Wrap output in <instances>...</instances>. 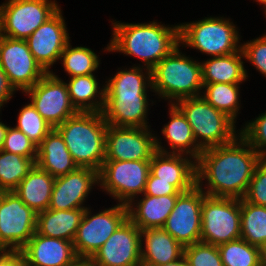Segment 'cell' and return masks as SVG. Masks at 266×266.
<instances>
[{
    "label": "cell",
    "mask_w": 266,
    "mask_h": 266,
    "mask_svg": "<svg viewBox=\"0 0 266 266\" xmlns=\"http://www.w3.org/2000/svg\"><path fill=\"white\" fill-rule=\"evenodd\" d=\"M262 159L239 135L229 144L200 153L196 160V184L208 196L242 199ZM203 180L208 181L206 188H202Z\"/></svg>",
    "instance_id": "1"
},
{
    "label": "cell",
    "mask_w": 266,
    "mask_h": 266,
    "mask_svg": "<svg viewBox=\"0 0 266 266\" xmlns=\"http://www.w3.org/2000/svg\"><path fill=\"white\" fill-rule=\"evenodd\" d=\"M105 82L102 114L107 124L116 127H149L147 89L150 87L152 91L151 70L134 65L128 70L118 71Z\"/></svg>",
    "instance_id": "2"
},
{
    "label": "cell",
    "mask_w": 266,
    "mask_h": 266,
    "mask_svg": "<svg viewBox=\"0 0 266 266\" xmlns=\"http://www.w3.org/2000/svg\"><path fill=\"white\" fill-rule=\"evenodd\" d=\"M111 22H114L112 38L104 51L134 56L150 70L180 45L179 25L170 27L155 21L137 24Z\"/></svg>",
    "instance_id": "3"
},
{
    "label": "cell",
    "mask_w": 266,
    "mask_h": 266,
    "mask_svg": "<svg viewBox=\"0 0 266 266\" xmlns=\"http://www.w3.org/2000/svg\"><path fill=\"white\" fill-rule=\"evenodd\" d=\"M107 127L102 112H78L55 129L78 167L99 172L105 160Z\"/></svg>",
    "instance_id": "4"
},
{
    "label": "cell",
    "mask_w": 266,
    "mask_h": 266,
    "mask_svg": "<svg viewBox=\"0 0 266 266\" xmlns=\"http://www.w3.org/2000/svg\"><path fill=\"white\" fill-rule=\"evenodd\" d=\"M180 46L151 69L152 92L170 104L203 92L201 62L182 54Z\"/></svg>",
    "instance_id": "5"
},
{
    "label": "cell",
    "mask_w": 266,
    "mask_h": 266,
    "mask_svg": "<svg viewBox=\"0 0 266 266\" xmlns=\"http://www.w3.org/2000/svg\"><path fill=\"white\" fill-rule=\"evenodd\" d=\"M174 105L190 124L195 141L202 150L229 144L240 135L236 131V122L210 105L202 95L180 99Z\"/></svg>",
    "instance_id": "6"
},
{
    "label": "cell",
    "mask_w": 266,
    "mask_h": 266,
    "mask_svg": "<svg viewBox=\"0 0 266 266\" xmlns=\"http://www.w3.org/2000/svg\"><path fill=\"white\" fill-rule=\"evenodd\" d=\"M239 40V31L229 18L210 16L199 21L179 24L180 44L183 47L198 49L211 57L240 51Z\"/></svg>",
    "instance_id": "7"
},
{
    "label": "cell",
    "mask_w": 266,
    "mask_h": 266,
    "mask_svg": "<svg viewBox=\"0 0 266 266\" xmlns=\"http://www.w3.org/2000/svg\"><path fill=\"white\" fill-rule=\"evenodd\" d=\"M241 238V199L206 195L201 207V242L219 246Z\"/></svg>",
    "instance_id": "8"
},
{
    "label": "cell",
    "mask_w": 266,
    "mask_h": 266,
    "mask_svg": "<svg viewBox=\"0 0 266 266\" xmlns=\"http://www.w3.org/2000/svg\"><path fill=\"white\" fill-rule=\"evenodd\" d=\"M149 172L150 160H104L98 186L120 204L128 205L144 193Z\"/></svg>",
    "instance_id": "9"
},
{
    "label": "cell",
    "mask_w": 266,
    "mask_h": 266,
    "mask_svg": "<svg viewBox=\"0 0 266 266\" xmlns=\"http://www.w3.org/2000/svg\"><path fill=\"white\" fill-rule=\"evenodd\" d=\"M0 5V35L26 40L59 8L55 0H8Z\"/></svg>",
    "instance_id": "10"
},
{
    "label": "cell",
    "mask_w": 266,
    "mask_h": 266,
    "mask_svg": "<svg viewBox=\"0 0 266 266\" xmlns=\"http://www.w3.org/2000/svg\"><path fill=\"white\" fill-rule=\"evenodd\" d=\"M37 213L14 191L0 192V250H21L36 232Z\"/></svg>",
    "instance_id": "11"
},
{
    "label": "cell",
    "mask_w": 266,
    "mask_h": 266,
    "mask_svg": "<svg viewBox=\"0 0 266 266\" xmlns=\"http://www.w3.org/2000/svg\"><path fill=\"white\" fill-rule=\"evenodd\" d=\"M91 213L87 207L73 240L78 258H91L128 218L127 205L120 203L99 213Z\"/></svg>",
    "instance_id": "12"
},
{
    "label": "cell",
    "mask_w": 266,
    "mask_h": 266,
    "mask_svg": "<svg viewBox=\"0 0 266 266\" xmlns=\"http://www.w3.org/2000/svg\"><path fill=\"white\" fill-rule=\"evenodd\" d=\"M24 93L30 97L37 112L53 128L78 113L69 97L66 82L55 73H46Z\"/></svg>",
    "instance_id": "13"
},
{
    "label": "cell",
    "mask_w": 266,
    "mask_h": 266,
    "mask_svg": "<svg viewBox=\"0 0 266 266\" xmlns=\"http://www.w3.org/2000/svg\"><path fill=\"white\" fill-rule=\"evenodd\" d=\"M0 66L15 91L32 88L46 72L36 62L27 42L0 35Z\"/></svg>",
    "instance_id": "14"
},
{
    "label": "cell",
    "mask_w": 266,
    "mask_h": 266,
    "mask_svg": "<svg viewBox=\"0 0 266 266\" xmlns=\"http://www.w3.org/2000/svg\"><path fill=\"white\" fill-rule=\"evenodd\" d=\"M205 196L197 184L180 193L162 227L183 247L201 242V207Z\"/></svg>",
    "instance_id": "15"
},
{
    "label": "cell",
    "mask_w": 266,
    "mask_h": 266,
    "mask_svg": "<svg viewBox=\"0 0 266 266\" xmlns=\"http://www.w3.org/2000/svg\"><path fill=\"white\" fill-rule=\"evenodd\" d=\"M156 151V136L150 131V127L108 125L105 160H151Z\"/></svg>",
    "instance_id": "16"
},
{
    "label": "cell",
    "mask_w": 266,
    "mask_h": 266,
    "mask_svg": "<svg viewBox=\"0 0 266 266\" xmlns=\"http://www.w3.org/2000/svg\"><path fill=\"white\" fill-rule=\"evenodd\" d=\"M91 259L99 266H142L141 230L127 218Z\"/></svg>",
    "instance_id": "17"
},
{
    "label": "cell",
    "mask_w": 266,
    "mask_h": 266,
    "mask_svg": "<svg viewBox=\"0 0 266 266\" xmlns=\"http://www.w3.org/2000/svg\"><path fill=\"white\" fill-rule=\"evenodd\" d=\"M61 11L59 8L25 40L36 62L46 73H53L51 66L60 60L70 41Z\"/></svg>",
    "instance_id": "18"
},
{
    "label": "cell",
    "mask_w": 266,
    "mask_h": 266,
    "mask_svg": "<svg viewBox=\"0 0 266 266\" xmlns=\"http://www.w3.org/2000/svg\"><path fill=\"white\" fill-rule=\"evenodd\" d=\"M99 185L98 171L78 167L75 171L57 177L48 209L71 210L83 206L94 185Z\"/></svg>",
    "instance_id": "19"
},
{
    "label": "cell",
    "mask_w": 266,
    "mask_h": 266,
    "mask_svg": "<svg viewBox=\"0 0 266 266\" xmlns=\"http://www.w3.org/2000/svg\"><path fill=\"white\" fill-rule=\"evenodd\" d=\"M27 266H72L78 259L73 242L37 232L21 249Z\"/></svg>",
    "instance_id": "20"
},
{
    "label": "cell",
    "mask_w": 266,
    "mask_h": 266,
    "mask_svg": "<svg viewBox=\"0 0 266 266\" xmlns=\"http://www.w3.org/2000/svg\"><path fill=\"white\" fill-rule=\"evenodd\" d=\"M191 158L156 151L150 160V173L155 181L169 182L179 192H186L196 185V160Z\"/></svg>",
    "instance_id": "21"
},
{
    "label": "cell",
    "mask_w": 266,
    "mask_h": 266,
    "mask_svg": "<svg viewBox=\"0 0 266 266\" xmlns=\"http://www.w3.org/2000/svg\"><path fill=\"white\" fill-rule=\"evenodd\" d=\"M183 256L184 247L163 228L141 230V265L172 263Z\"/></svg>",
    "instance_id": "22"
},
{
    "label": "cell",
    "mask_w": 266,
    "mask_h": 266,
    "mask_svg": "<svg viewBox=\"0 0 266 266\" xmlns=\"http://www.w3.org/2000/svg\"><path fill=\"white\" fill-rule=\"evenodd\" d=\"M178 195L150 196L143 193L128 205V218L140 229L162 228L175 207ZM135 202V203H134ZM134 203V205H133ZM136 204V205H135ZM135 207V208H134Z\"/></svg>",
    "instance_id": "23"
},
{
    "label": "cell",
    "mask_w": 266,
    "mask_h": 266,
    "mask_svg": "<svg viewBox=\"0 0 266 266\" xmlns=\"http://www.w3.org/2000/svg\"><path fill=\"white\" fill-rule=\"evenodd\" d=\"M169 114L170 121L164 125L161 133L172 150L164 149L158 137H156V150L163 153L184 154L197 160L203 150L197 145L190 124L174 104H170Z\"/></svg>",
    "instance_id": "24"
},
{
    "label": "cell",
    "mask_w": 266,
    "mask_h": 266,
    "mask_svg": "<svg viewBox=\"0 0 266 266\" xmlns=\"http://www.w3.org/2000/svg\"><path fill=\"white\" fill-rule=\"evenodd\" d=\"M35 164L40 169L50 173L54 178L64 176L78 168L67 149L63 137L55 128L37 146Z\"/></svg>",
    "instance_id": "25"
},
{
    "label": "cell",
    "mask_w": 266,
    "mask_h": 266,
    "mask_svg": "<svg viewBox=\"0 0 266 266\" xmlns=\"http://www.w3.org/2000/svg\"><path fill=\"white\" fill-rule=\"evenodd\" d=\"M85 209L41 211L37 213L36 232L46 237L73 242Z\"/></svg>",
    "instance_id": "26"
},
{
    "label": "cell",
    "mask_w": 266,
    "mask_h": 266,
    "mask_svg": "<svg viewBox=\"0 0 266 266\" xmlns=\"http://www.w3.org/2000/svg\"><path fill=\"white\" fill-rule=\"evenodd\" d=\"M55 179L35 164L14 192L24 204L39 213L49 207Z\"/></svg>",
    "instance_id": "27"
},
{
    "label": "cell",
    "mask_w": 266,
    "mask_h": 266,
    "mask_svg": "<svg viewBox=\"0 0 266 266\" xmlns=\"http://www.w3.org/2000/svg\"><path fill=\"white\" fill-rule=\"evenodd\" d=\"M242 50L225 55L210 57L207 61H201L203 84L213 83H242L246 81L248 74L244 68Z\"/></svg>",
    "instance_id": "28"
},
{
    "label": "cell",
    "mask_w": 266,
    "mask_h": 266,
    "mask_svg": "<svg viewBox=\"0 0 266 266\" xmlns=\"http://www.w3.org/2000/svg\"><path fill=\"white\" fill-rule=\"evenodd\" d=\"M66 85L71 102L78 112L103 111L105 86L99 87L94 74L72 77Z\"/></svg>",
    "instance_id": "29"
},
{
    "label": "cell",
    "mask_w": 266,
    "mask_h": 266,
    "mask_svg": "<svg viewBox=\"0 0 266 266\" xmlns=\"http://www.w3.org/2000/svg\"><path fill=\"white\" fill-rule=\"evenodd\" d=\"M241 238L249 244L266 245V207L241 199Z\"/></svg>",
    "instance_id": "30"
},
{
    "label": "cell",
    "mask_w": 266,
    "mask_h": 266,
    "mask_svg": "<svg viewBox=\"0 0 266 266\" xmlns=\"http://www.w3.org/2000/svg\"><path fill=\"white\" fill-rule=\"evenodd\" d=\"M36 158H27L0 150V192L14 191L35 165Z\"/></svg>",
    "instance_id": "31"
},
{
    "label": "cell",
    "mask_w": 266,
    "mask_h": 266,
    "mask_svg": "<svg viewBox=\"0 0 266 266\" xmlns=\"http://www.w3.org/2000/svg\"><path fill=\"white\" fill-rule=\"evenodd\" d=\"M241 83H213L203 84V98L214 108L227 114L237 121L239 104V88ZM206 89V90H205Z\"/></svg>",
    "instance_id": "32"
},
{
    "label": "cell",
    "mask_w": 266,
    "mask_h": 266,
    "mask_svg": "<svg viewBox=\"0 0 266 266\" xmlns=\"http://www.w3.org/2000/svg\"><path fill=\"white\" fill-rule=\"evenodd\" d=\"M99 56L90 48L76 46L72 48L70 41L61 54V62L69 78L91 75L100 65Z\"/></svg>",
    "instance_id": "33"
},
{
    "label": "cell",
    "mask_w": 266,
    "mask_h": 266,
    "mask_svg": "<svg viewBox=\"0 0 266 266\" xmlns=\"http://www.w3.org/2000/svg\"><path fill=\"white\" fill-rule=\"evenodd\" d=\"M218 247L223 266H259L261 248L239 238Z\"/></svg>",
    "instance_id": "34"
},
{
    "label": "cell",
    "mask_w": 266,
    "mask_h": 266,
    "mask_svg": "<svg viewBox=\"0 0 266 266\" xmlns=\"http://www.w3.org/2000/svg\"><path fill=\"white\" fill-rule=\"evenodd\" d=\"M15 127L27 135L37 146L53 129V127L37 112L31 102L20 109L17 125Z\"/></svg>",
    "instance_id": "35"
},
{
    "label": "cell",
    "mask_w": 266,
    "mask_h": 266,
    "mask_svg": "<svg viewBox=\"0 0 266 266\" xmlns=\"http://www.w3.org/2000/svg\"><path fill=\"white\" fill-rule=\"evenodd\" d=\"M184 257L189 266H223L218 247L204 242L184 247Z\"/></svg>",
    "instance_id": "36"
},
{
    "label": "cell",
    "mask_w": 266,
    "mask_h": 266,
    "mask_svg": "<svg viewBox=\"0 0 266 266\" xmlns=\"http://www.w3.org/2000/svg\"><path fill=\"white\" fill-rule=\"evenodd\" d=\"M2 150L27 158H37V145L15 126L8 127Z\"/></svg>",
    "instance_id": "37"
},
{
    "label": "cell",
    "mask_w": 266,
    "mask_h": 266,
    "mask_svg": "<svg viewBox=\"0 0 266 266\" xmlns=\"http://www.w3.org/2000/svg\"><path fill=\"white\" fill-rule=\"evenodd\" d=\"M239 132L251 147L266 158V112L247 122Z\"/></svg>",
    "instance_id": "38"
},
{
    "label": "cell",
    "mask_w": 266,
    "mask_h": 266,
    "mask_svg": "<svg viewBox=\"0 0 266 266\" xmlns=\"http://www.w3.org/2000/svg\"><path fill=\"white\" fill-rule=\"evenodd\" d=\"M243 199L252 204L266 207V158H263L256 166Z\"/></svg>",
    "instance_id": "39"
},
{
    "label": "cell",
    "mask_w": 266,
    "mask_h": 266,
    "mask_svg": "<svg viewBox=\"0 0 266 266\" xmlns=\"http://www.w3.org/2000/svg\"><path fill=\"white\" fill-rule=\"evenodd\" d=\"M241 50L245 60L247 59L266 77V34L246 43H241Z\"/></svg>",
    "instance_id": "40"
},
{
    "label": "cell",
    "mask_w": 266,
    "mask_h": 266,
    "mask_svg": "<svg viewBox=\"0 0 266 266\" xmlns=\"http://www.w3.org/2000/svg\"><path fill=\"white\" fill-rule=\"evenodd\" d=\"M179 192L172 184L164 181H155V176L150 172L147 177L145 195L164 196V195H179Z\"/></svg>",
    "instance_id": "41"
},
{
    "label": "cell",
    "mask_w": 266,
    "mask_h": 266,
    "mask_svg": "<svg viewBox=\"0 0 266 266\" xmlns=\"http://www.w3.org/2000/svg\"><path fill=\"white\" fill-rule=\"evenodd\" d=\"M0 266H27L21 250H0Z\"/></svg>",
    "instance_id": "42"
},
{
    "label": "cell",
    "mask_w": 266,
    "mask_h": 266,
    "mask_svg": "<svg viewBox=\"0 0 266 266\" xmlns=\"http://www.w3.org/2000/svg\"><path fill=\"white\" fill-rule=\"evenodd\" d=\"M14 92V88L10 85L5 72L0 66V109L12 98Z\"/></svg>",
    "instance_id": "43"
},
{
    "label": "cell",
    "mask_w": 266,
    "mask_h": 266,
    "mask_svg": "<svg viewBox=\"0 0 266 266\" xmlns=\"http://www.w3.org/2000/svg\"><path fill=\"white\" fill-rule=\"evenodd\" d=\"M72 266H99L91 258H78Z\"/></svg>",
    "instance_id": "44"
},
{
    "label": "cell",
    "mask_w": 266,
    "mask_h": 266,
    "mask_svg": "<svg viewBox=\"0 0 266 266\" xmlns=\"http://www.w3.org/2000/svg\"><path fill=\"white\" fill-rule=\"evenodd\" d=\"M142 266H189L187 260L183 256L179 260L172 262V263H167V264H161V265H142Z\"/></svg>",
    "instance_id": "45"
},
{
    "label": "cell",
    "mask_w": 266,
    "mask_h": 266,
    "mask_svg": "<svg viewBox=\"0 0 266 266\" xmlns=\"http://www.w3.org/2000/svg\"><path fill=\"white\" fill-rule=\"evenodd\" d=\"M7 125H5L4 123H2V121H0V150H2L3 145H4V140H5V136H6V132L8 130Z\"/></svg>",
    "instance_id": "46"
},
{
    "label": "cell",
    "mask_w": 266,
    "mask_h": 266,
    "mask_svg": "<svg viewBox=\"0 0 266 266\" xmlns=\"http://www.w3.org/2000/svg\"><path fill=\"white\" fill-rule=\"evenodd\" d=\"M262 259L266 260V245L261 249Z\"/></svg>",
    "instance_id": "47"
},
{
    "label": "cell",
    "mask_w": 266,
    "mask_h": 266,
    "mask_svg": "<svg viewBox=\"0 0 266 266\" xmlns=\"http://www.w3.org/2000/svg\"><path fill=\"white\" fill-rule=\"evenodd\" d=\"M256 2H259V4H263L264 6V13L266 12V0H255Z\"/></svg>",
    "instance_id": "48"
},
{
    "label": "cell",
    "mask_w": 266,
    "mask_h": 266,
    "mask_svg": "<svg viewBox=\"0 0 266 266\" xmlns=\"http://www.w3.org/2000/svg\"><path fill=\"white\" fill-rule=\"evenodd\" d=\"M259 266H266V260L261 259Z\"/></svg>",
    "instance_id": "49"
}]
</instances>
